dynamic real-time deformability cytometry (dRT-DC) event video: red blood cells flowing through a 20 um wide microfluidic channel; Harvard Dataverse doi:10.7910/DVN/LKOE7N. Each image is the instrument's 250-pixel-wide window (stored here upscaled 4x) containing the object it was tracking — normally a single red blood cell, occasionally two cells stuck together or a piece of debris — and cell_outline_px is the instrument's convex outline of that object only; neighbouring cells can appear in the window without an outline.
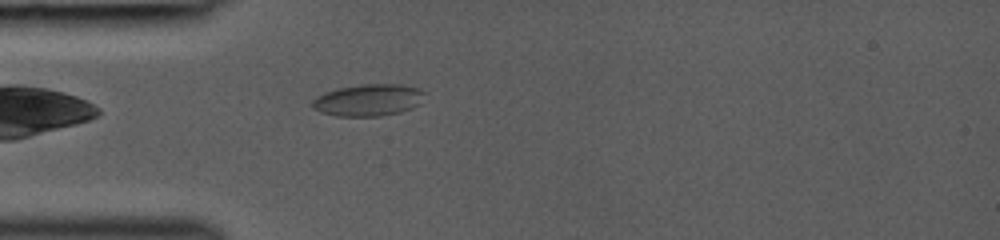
{"species": "common noctule bat (a hibernating species)", "species_latin": "Nyctalus noctula", "temperature_condition": "room temperature", "stored_images_in_passage": 32, "camera_frame_rate_fps": 3000, "um_per_image_px": 0.085, "animal": {"sex": "female", "body_mass_g": 19.0, "forearm_length_mm": 53.3}, "frame": {"image": 1, "passage_image": 1, "time_ms": 0.0, "image_size_px": [1000, 240], "cell_outline_px": [[424, 92], [420, 104], [412, 108], [400, 112], [380, 116], [336, 116], [320, 112], [312, 108], [312, 100], [316, 96], [324, 92], [336, 88], [360, 84], [400, 84], [420, 88]], "centroid_in_image_um": [31.28, 8.5], "position_along_channel_um": 53.7, "area_um2": 21.1}}
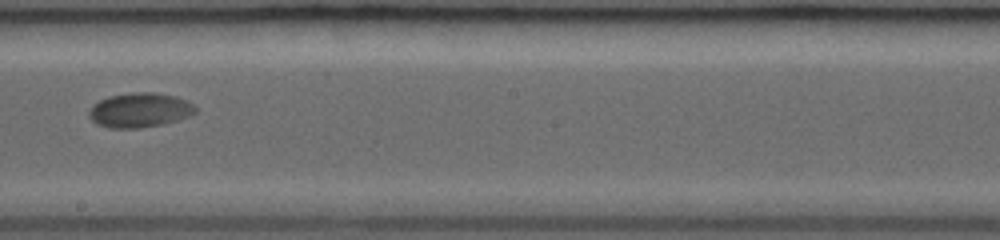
{"frame": {"image": 2, "passage_image": 14, "time_ms": 4.333, "image_size_px": [1000, 240], "cell_outline_px": [[196, 112], [188, 116], [176, 120], [160, 124], [140, 128], [108, 128], [96, 124], [88, 116], [88, 112], [92, 104], [108, 96], [132, 92], [152, 92], [176, 96], [192, 104], [196, 108]], "centroid_in_image_um": [11.82, 9.36], "position_along_channel_um": 236.4, "area_um2": 21.39}}
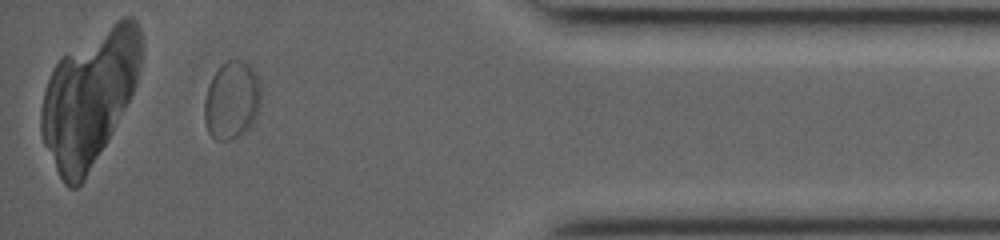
{"frame": {"image": 3, "passage_image": 28, "time_ms": 9.0, "image_size_px": [1000, 240], "cell_outline_px": [[260, 100], [256, 116], [248, 128], [244, 132], [228, 140], [216, 140], [208, 132], [204, 120], [204, 100], [212, 76], [220, 64], [228, 60], [244, 60], [256, 72], [260, 80]], "centroid_in_image_um": [19.69, 8.49], "position_along_channel_um": 415.5, "area_um2": 25.72}}